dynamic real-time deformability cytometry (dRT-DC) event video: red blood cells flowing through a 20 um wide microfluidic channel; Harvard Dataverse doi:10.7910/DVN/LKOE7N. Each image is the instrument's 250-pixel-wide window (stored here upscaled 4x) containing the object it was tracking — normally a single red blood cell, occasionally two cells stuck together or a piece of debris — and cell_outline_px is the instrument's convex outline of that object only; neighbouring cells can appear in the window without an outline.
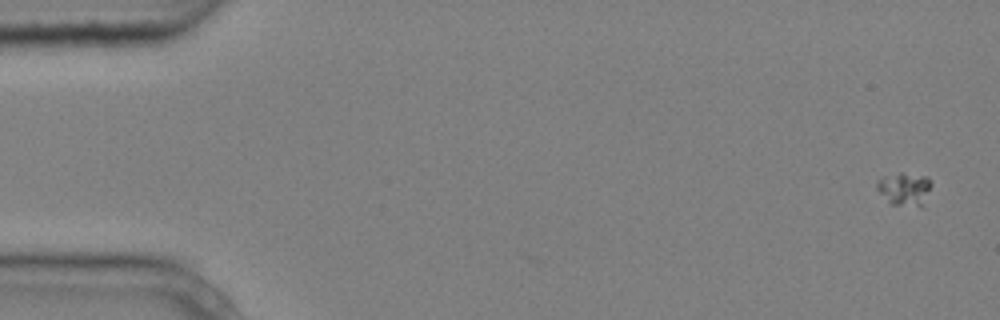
{"species": "common noctule bat (a hibernating species)", "species_latin": "Nyctalus noctula", "temperature_condition": "cold", "stored_images_in_passage": 6, "camera_frame_rate_fps": 3000, "um_per_image_px": 0.085, "animal": {"sex": "male", "body_mass_g": 20.4}, "frame": {"image": 1, "passage_image": 1, "time_ms": 0.0, "image_size_px": [1000, 320], "cell_outline_px": [[932, 184], [924, 208], [920, 208], [892, 204], [876, 188], [876, 180], [900, 172], [928, 176]], "centroid_in_image_um": [76.96, 16.08], "position_along_channel_um": 8.0, "area_um2": 10.75}}
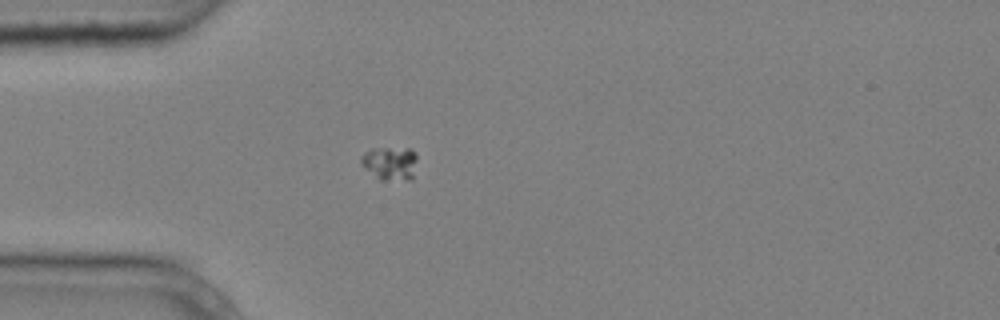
{"frame": {"image": 2, "passage_image": 5, "time_ms": 1.333, "image_size_px": [1000, 320], "cell_outline_px": [[416, 160], [412, 180], [380, 180], [364, 168], [360, 164], [360, 156], [364, 152], [372, 148], [412, 148], [416, 152]], "centroid_in_image_um": [33.14, 13.87], "position_along_channel_um": 51.9, "area_um2": 11.21}}